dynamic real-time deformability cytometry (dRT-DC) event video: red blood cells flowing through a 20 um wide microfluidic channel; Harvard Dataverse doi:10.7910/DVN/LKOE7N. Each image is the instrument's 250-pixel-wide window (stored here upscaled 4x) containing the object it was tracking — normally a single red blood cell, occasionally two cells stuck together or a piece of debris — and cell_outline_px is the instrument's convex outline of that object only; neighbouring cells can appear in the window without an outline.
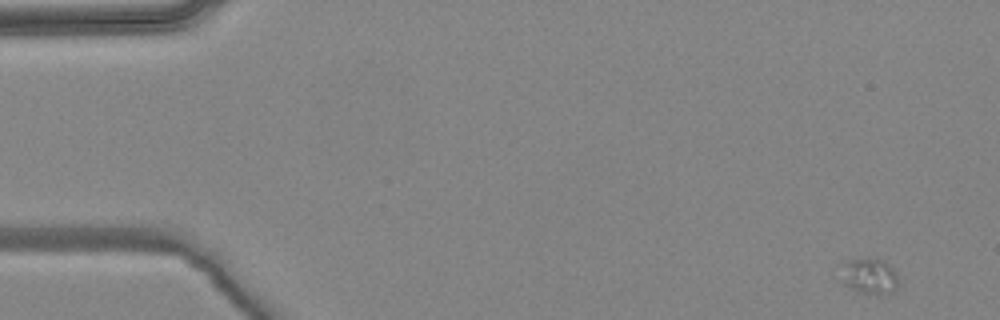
{"species": "common noctule bat (a hibernating species)", "species_latin": "Nyctalus noctula", "temperature_condition": "warm", "stored_images_in_passage": 6, "camera_frame_rate_fps": 3000, "um_per_image_px": 0.085, "animal": {"sex": "female", "body_mass_g": 24.6, "forearm_length_mm": 56.2}, "frame": {"image": 1, "passage_image": 1, "time_ms": 0.0, "image_size_px": [1000, 320], "cell_outline_px": [[900, 284], [888, 296], [864, 292], [852, 288], [844, 284], [840, 264], [844, 260], [884, 260], [896, 272]], "centroid_in_image_um": [73.94, 23.49], "position_along_channel_um": 11.1, "area_um2": 11.91}}